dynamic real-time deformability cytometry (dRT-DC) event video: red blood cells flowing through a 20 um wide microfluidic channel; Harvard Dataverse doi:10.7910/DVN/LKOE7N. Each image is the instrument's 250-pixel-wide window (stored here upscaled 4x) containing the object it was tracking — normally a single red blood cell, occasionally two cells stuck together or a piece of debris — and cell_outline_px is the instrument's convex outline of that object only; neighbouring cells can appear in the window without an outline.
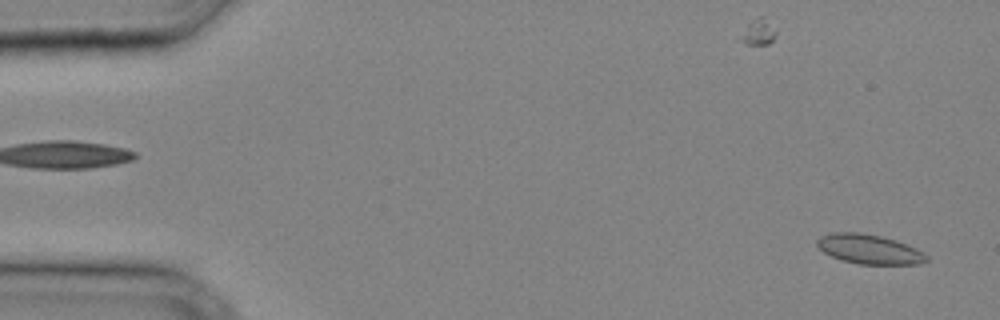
{"species": "common noctule bat (a hibernating species)", "species_latin": "Nyctalus noctula", "temperature_condition": "cold", "stored_images_in_passage": 10, "camera_frame_rate_fps": 3000, "um_per_image_px": 0.085, "animal": {"sex": "male", "body_mass_g": 20.4}, "frame": {"image": 1, "passage_image": 1, "time_ms": 0.0, "image_size_px": [1000, 320], "cell_outline_px": [[928, 260], [920, 264], [860, 264], [840, 260], [824, 252], [816, 244], [816, 240], [820, 236], [832, 232], [860, 232], [880, 236], [896, 240], [916, 248], [924, 252], [928, 256]], "centroid_in_image_um": [73.89, 21.18], "position_along_channel_um": 11.1, "area_um2": 18.9}}